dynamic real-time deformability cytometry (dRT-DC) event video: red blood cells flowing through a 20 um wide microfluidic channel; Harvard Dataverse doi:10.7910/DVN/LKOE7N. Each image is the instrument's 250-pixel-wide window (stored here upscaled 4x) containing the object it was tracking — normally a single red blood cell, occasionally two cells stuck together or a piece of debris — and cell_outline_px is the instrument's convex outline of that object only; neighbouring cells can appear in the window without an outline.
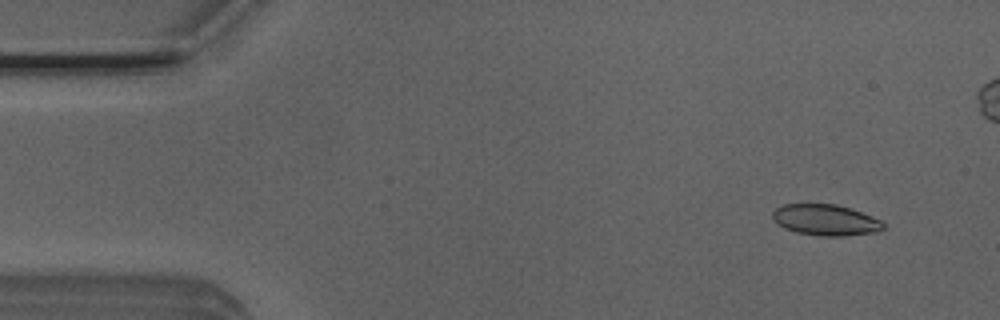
{"species": "Egyptian fruit bat (a non-hibernating species)", "species_latin": "Rousettus aegyptiacus", "temperature_condition": "room temperature", "stored_images_in_passage": 50, "camera_frame_rate_fps": 3000, "um_per_image_px": 0.085, "animal": {"sex": "male"}, "frame": {"image": 1, "passage_image": 4, "time_ms": 1.0, "image_size_px": [1000, 320], "cell_outline_px": [[884, 228], [876, 232], [844, 236], [816, 236], [796, 232], [784, 228], [776, 224], [772, 220], [772, 212], [776, 208], [784, 204], [836, 204], [872, 216], [880, 220], [884, 224]], "centroid_in_image_um": [70.13, 18.71], "position_along_channel_um": 14.9, "area_um2": 20.11}}
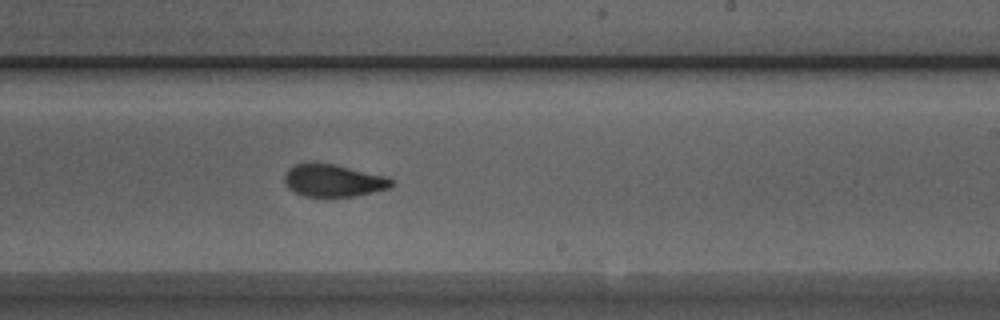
{"frame": {"image": 2, "passage_image": 31, "time_ms": 10.0, "image_size_px": [1000, 320], "cell_outline_px": [[396, 184], [388, 188], [372, 192], [352, 196], [304, 196], [288, 188], [284, 184], [284, 176], [288, 168], [296, 164], [332, 164], [388, 176]], "centroid_in_image_um": [28.34, 15.35], "position_along_channel_um": 260.7, "area_um2": 19.88}}
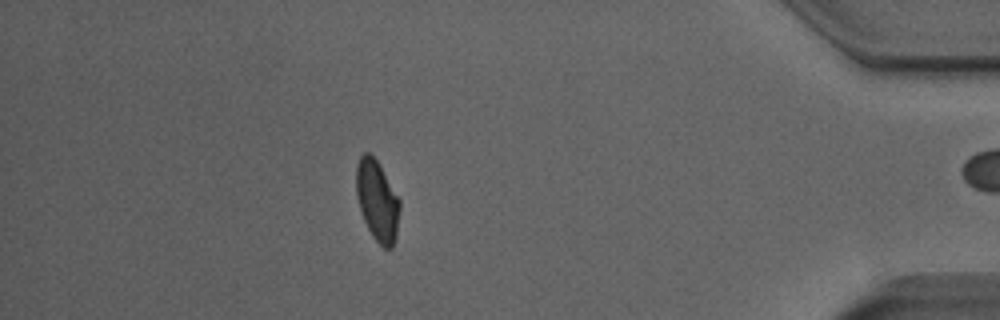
{"frame": {"image": 3, "passage_image": 46, "time_ms": 15.0, "image_size_px": [1000, 320], "cell_outline_px": [[400, 208], [396, 236], [392, 248], [384, 248], [372, 236], [364, 220], [356, 196], [356, 164], [360, 156], [364, 152], [368, 152], [380, 164], [400, 200]], "centroid_in_image_um": [32.06, 17.03], "position_along_channel_um": 403.1, "area_um2": 20.46}, "authors_computed_cell_mechanics": {"area_um2": 20.5479, "velocity_mm_per_s": 3.8517, "shape_relaxation_time_tau1_ms": 8.6482, "shape_relaxation_time_tau2_ms": 1.098, "deformation_change_tau1": 0.2121, "deformation_change_tau2": 0.0603}}